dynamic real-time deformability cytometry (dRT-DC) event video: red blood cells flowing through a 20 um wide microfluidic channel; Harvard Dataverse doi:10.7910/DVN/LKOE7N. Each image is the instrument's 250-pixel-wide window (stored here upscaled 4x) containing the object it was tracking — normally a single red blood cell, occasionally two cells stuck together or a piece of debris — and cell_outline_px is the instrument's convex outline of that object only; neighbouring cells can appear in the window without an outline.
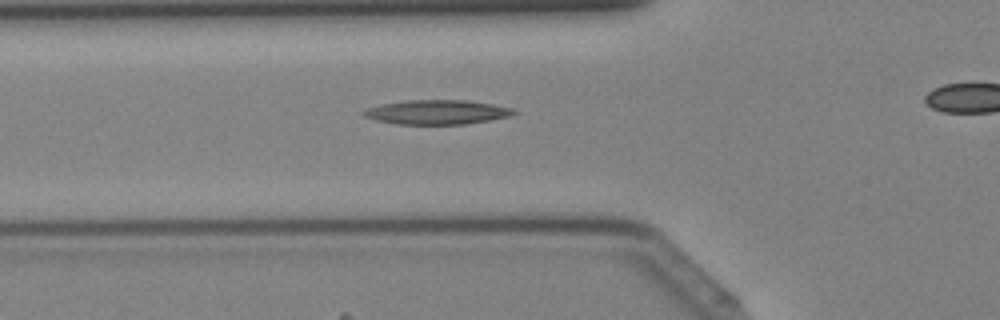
{"species": "Egyptian fruit bat (a non-hibernating species)", "species_latin": "Rousettus aegyptiacus", "temperature_condition": "cold", "stored_images_in_passage": 27, "camera_frame_rate_fps": 3000, "um_per_image_px": 0.085, "animal": {"sex": "female"}, "frame": {"image": 1, "passage_image": 7, "time_ms": 2.0, "image_size_px": [1000, 320], "cell_outline_px": [[516, 112], [508, 116], [488, 120], [464, 124], [396, 124], [376, 120], [364, 116], [360, 112], [368, 108], [380, 104], [404, 100], [464, 100], [492, 104], [512, 108]], "centroid_in_image_um": [37.07, 9.52], "position_along_channel_um": 88.7, "area_um2": 21.15}}
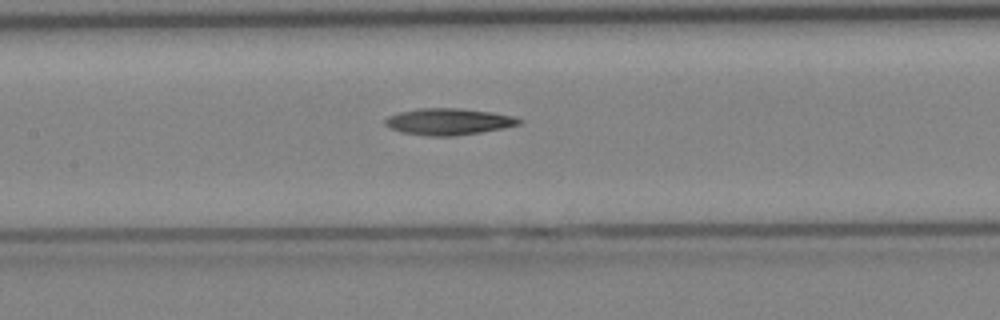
{"frame": {"image": 2, "passage_image": 12, "time_ms": 3.667, "image_size_px": [1000, 320], "cell_outline_px": [[524, 120], [520, 124], [504, 128], [456, 136], [428, 136], [400, 132], [384, 124], [384, 120], [388, 116], [400, 112], [420, 108], [460, 108], [492, 112], [516, 116]], "centroid_in_image_um": [38.16, 10.33], "position_along_channel_um": 169.2, "area_um2": 20.87}}
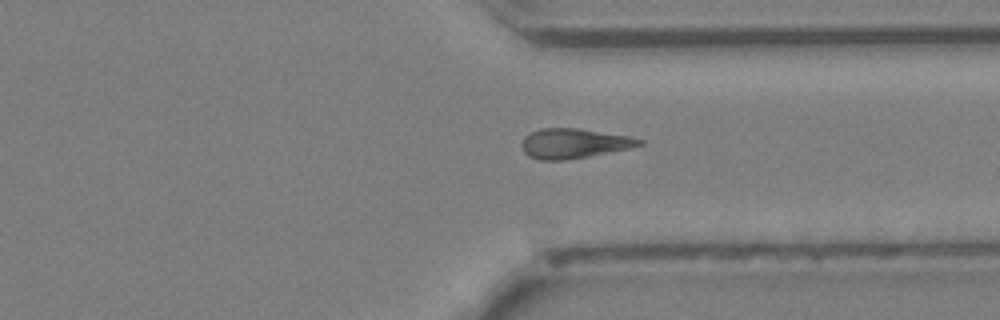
{"frame": {"image": 3, "passage_image": 24, "time_ms": 7.667, "image_size_px": [1000, 320], "cell_outline_px": [[644, 144], [628, 148], [588, 156], [564, 160], [540, 160], [528, 156], [524, 152], [520, 144], [524, 136], [540, 128], [576, 128], [628, 136], [644, 140]], "centroid_in_image_um": [48.73, 12.19], "position_along_channel_um": 362.7, "area_um2": 20.23}}